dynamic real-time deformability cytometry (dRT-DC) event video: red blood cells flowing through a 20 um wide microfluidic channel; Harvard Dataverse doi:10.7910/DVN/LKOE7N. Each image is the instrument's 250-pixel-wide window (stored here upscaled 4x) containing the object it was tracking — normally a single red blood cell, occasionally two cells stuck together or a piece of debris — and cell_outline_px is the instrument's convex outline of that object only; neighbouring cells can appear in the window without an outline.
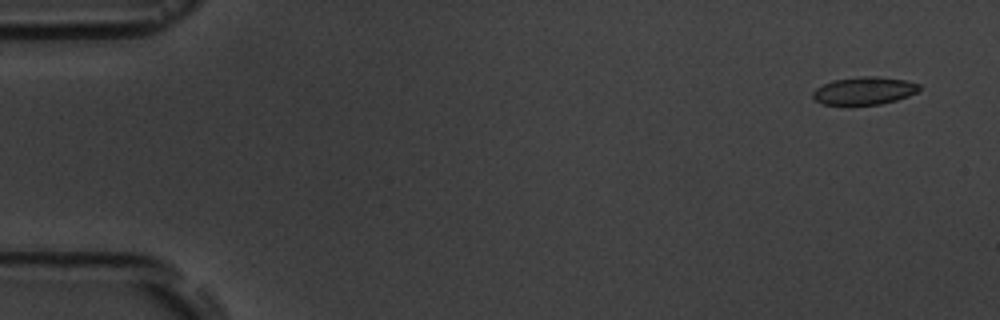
{"species": "common noctule bat (a hibernating species)", "species_latin": "Nyctalus noctula", "temperature_condition": "room temperature", "stored_images_in_passage": 5, "camera_frame_rate_fps": 3000, "um_per_image_px": 0.085, "animal": {"sex": "male", "body_mass_g": 19.5, "forearm_length_mm": 54.6}, "frame": {"image": 1, "passage_image": 1, "time_ms": 0.0, "image_size_px": [1000, 320], "cell_outline_px": [[920, 88], [916, 92], [908, 96], [896, 100], [880, 104], [824, 104], [816, 100], [812, 96], [812, 92], [816, 88], [832, 80], [864, 76], [876, 76], [904, 80], [920, 84]], "centroid_in_image_um": [73.46, 7.7], "position_along_channel_um": 11.5, "area_um2": 16.94}}